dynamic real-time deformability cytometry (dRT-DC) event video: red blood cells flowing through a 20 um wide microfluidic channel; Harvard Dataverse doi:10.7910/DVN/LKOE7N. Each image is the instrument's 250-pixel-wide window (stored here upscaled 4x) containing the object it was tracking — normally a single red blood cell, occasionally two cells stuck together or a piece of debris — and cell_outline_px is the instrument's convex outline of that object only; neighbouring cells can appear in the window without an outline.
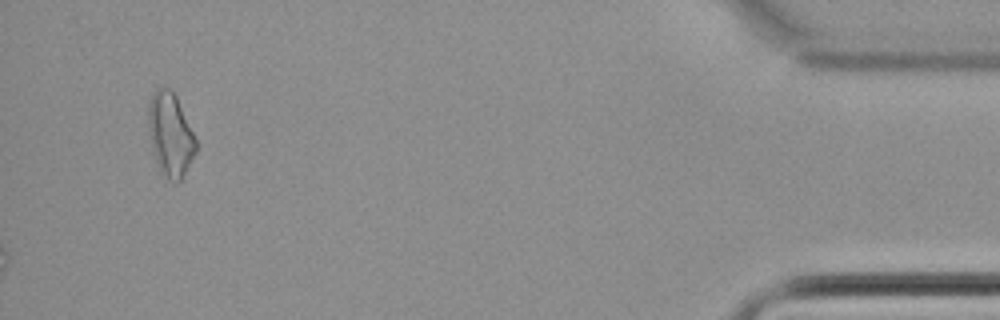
{"species": "common noctule bat (a hibernating species)", "species_latin": "Nyctalus noctula", "temperature_condition": "cold", "stored_images_in_passage": 60, "camera_frame_rate_fps": 3000, "um_per_image_px": 0.085, "animal": {"sex": "female", "body_mass_g": 22.7, "forearm_length_mm": 54.2}, "frame": {"image": 1, "passage_image": 60, "time_ms": 19.667, "image_size_px": [1000, 320], "cell_outline_px": [[196, 152], [192, 160], [180, 180], [176, 184], [168, 180], [160, 172], [156, 160], [148, 128], [148, 100], [152, 92], [156, 88], [168, 88], [176, 96], [196, 140]], "centroid_in_image_um": [14.46, 11.44], "position_along_channel_um": 420.7, "area_um2": 22.95}}